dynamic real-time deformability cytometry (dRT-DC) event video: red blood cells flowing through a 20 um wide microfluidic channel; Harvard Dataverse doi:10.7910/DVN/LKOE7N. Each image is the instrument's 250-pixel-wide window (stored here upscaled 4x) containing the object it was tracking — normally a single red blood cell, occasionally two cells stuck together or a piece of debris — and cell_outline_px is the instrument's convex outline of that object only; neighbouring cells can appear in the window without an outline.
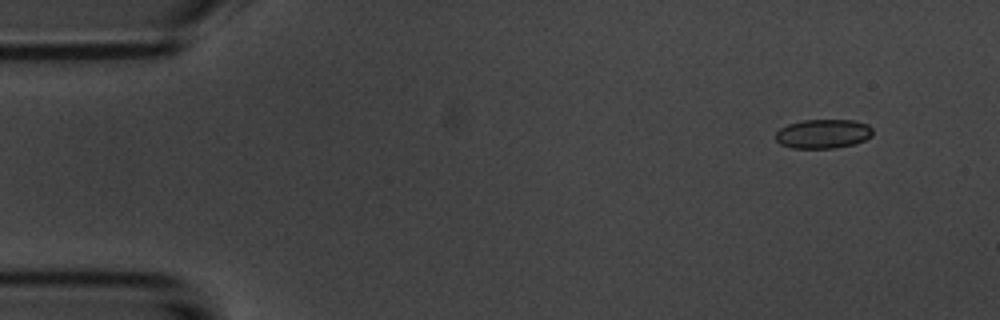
{"species": "common noctule bat (a hibernating species)", "species_latin": "Nyctalus noctula", "temperature_condition": "room temperature", "stored_images_in_passage": 4, "camera_frame_rate_fps": 3000, "um_per_image_px": 0.085, "animal": {"sex": "male", "body_mass_g": 20.1, "forearm_length_mm": 53.5}, "frame": {"image": 1, "passage_image": 1, "time_ms": 0.0, "image_size_px": [1000, 320], "cell_outline_px": [[872, 136], [864, 140], [852, 144], [832, 148], [792, 148], [780, 144], [776, 140], [776, 132], [780, 128], [788, 124], [804, 120], [852, 120], [868, 124], [872, 128]], "centroid_in_image_um": [69.95, 11.37], "position_along_channel_um": 15.0, "area_um2": 16.42}}
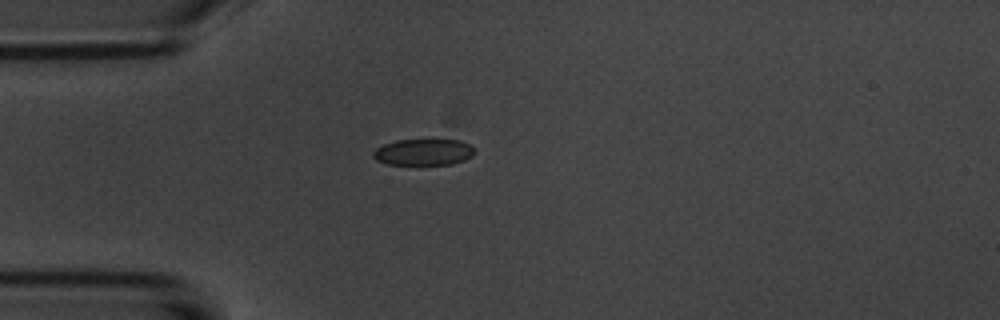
{"frame": {"image": 2, "passage_image": 4, "time_ms": 3.333, "image_size_px": [1000, 320], "cell_outline_px": [[476, 152], [472, 156], [464, 160], [452, 164], [388, 164], [376, 160], [372, 156], [372, 152], [376, 148], [384, 144], [396, 140], [460, 140], [476, 148]], "centroid_in_image_um": [36.01, 12.93], "position_along_channel_um": 49.0, "area_um2": 15.61}}